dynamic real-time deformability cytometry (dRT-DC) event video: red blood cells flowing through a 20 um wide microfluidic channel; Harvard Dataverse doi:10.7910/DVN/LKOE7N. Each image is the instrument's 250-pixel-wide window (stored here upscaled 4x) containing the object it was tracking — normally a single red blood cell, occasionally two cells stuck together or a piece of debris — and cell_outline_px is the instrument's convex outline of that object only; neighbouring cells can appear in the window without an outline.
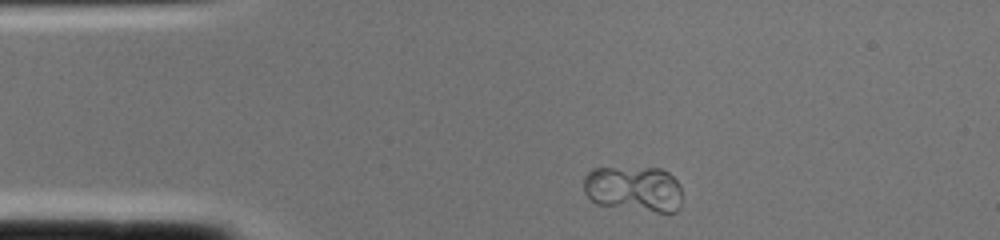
{"species": "common noctule bat (a hibernating species)", "species_latin": "Nyctalus noctula", "temperature_condition": "cold", "stored_images_in_passage": 1, "camera_frame_rate_fps": 3000, "um_per_image_px": 0.085, "animal": {"sex": "female", "body_mass_g": 22.0, "forearm_length_mm": 56.7}, "frame": {"image": 1, "passage_image": 1, "time_ms": 0.0, "image_size_px": [1000, 240], "cell_outline_px": [[680, 208], [676, 212], [656, 212], [596, 204], [584, 192], [584, 176], [592, 168], [660, 168], [668, 172], [680, 184]], "centroid_in_image_um": [53.87, 16.05], "position_along_channel_um": 31.1, "area_um2": 26.3}}